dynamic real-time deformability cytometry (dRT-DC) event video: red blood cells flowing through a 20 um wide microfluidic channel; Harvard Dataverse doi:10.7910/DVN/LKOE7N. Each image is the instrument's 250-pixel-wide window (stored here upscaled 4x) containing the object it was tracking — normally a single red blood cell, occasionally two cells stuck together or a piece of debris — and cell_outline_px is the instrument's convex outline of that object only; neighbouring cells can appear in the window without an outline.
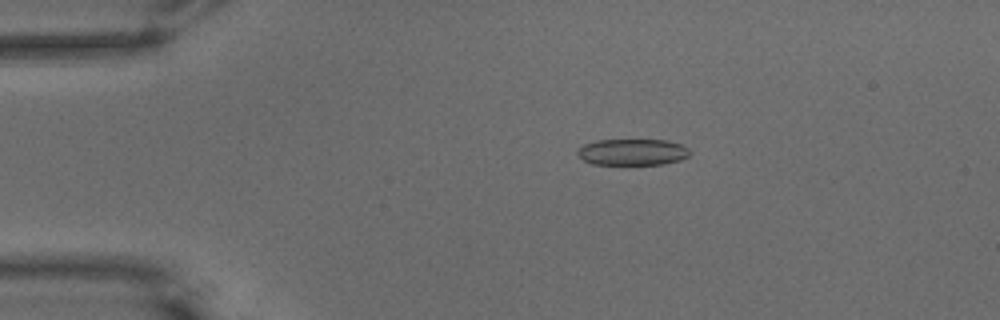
{"species": "common noctule bat (a hibernating species)", "species_latin": "Nyctalus noctula", "temperature_condition": "warm", "stored_images_in_passage": 55, "camera_frame_rate_fps": 3000, "um_per_image_px": 0.085, "animal": {"sex": "male", "body_mass_g": 15.6}, "frame": {"image": 1, "passage_image": 10, "time_ms": 3.0, "image_size_px": [1000, 320], "cell_outline_px": [[688, 156], [680, 160], [664, 164], [592, 164], [584, 160], [576, 152], [576, 148], [584, 144], [596, 140], [664, 140], [680, 144], [688, 148]], "centroid_in_image_um": [53.72, 12.92], "position_along_channel_um": 31.3, "area_um2": 17.17}}
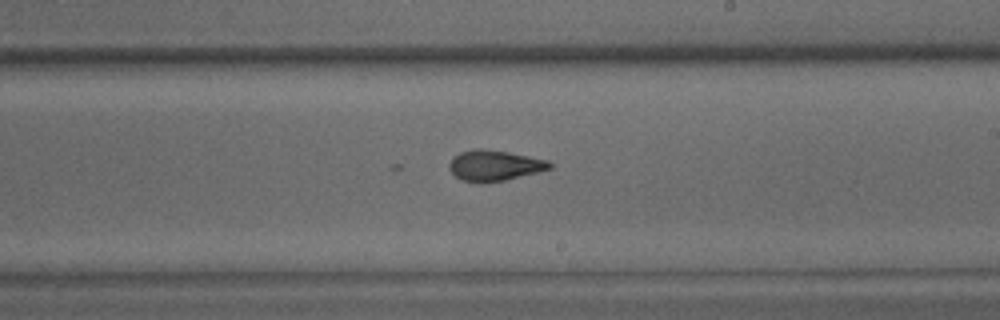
{"frame": {"image": 2, "passage_image": 32, "time_ms": 10.333, "image_size_px": [1000, 320], "cell_outline_px": [[552, 168], [504, 180], [460, 180], [448, 168], [448, 164], [460, 152], [476, 148], [480, 148], [508, 152], [548, 160], [552, 164]], "centroid_in_image_um": [42.04, 14.03], "position_along_channel_um": 247.0, "area_um2": 17.22}}
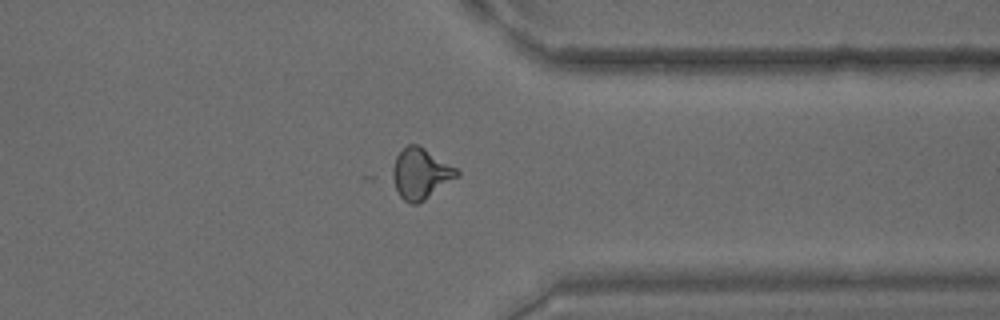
{"frame": {"image": 3, "passage_image": 43, "time_ms": 14.0, "image_size_px": [1000, 320], "cell_outline_px": [[460, 176], [424, 200], [416, 204], [412, 204], [404, 200], [400, 196], [388, 176], [396, 156], [408, 144], [416, 144], [424, 148], [456, 168], [460, 172]], "centroid_in_image_um": [35.71, 14.77], "position_along_channel_um": 375.7, "area_um2": 19.19}, "authors_computed_cell_mechanics": {"area_um2": 17.9758, "velocity_mm_per_s": 3.6151, "shape_relaxation_time_tau1_ms": null, "shape_relaxation_time_tau2_ms": 1.7125, "deformation_change_tau1": null, "deformation_change_tau2": 0.084}}